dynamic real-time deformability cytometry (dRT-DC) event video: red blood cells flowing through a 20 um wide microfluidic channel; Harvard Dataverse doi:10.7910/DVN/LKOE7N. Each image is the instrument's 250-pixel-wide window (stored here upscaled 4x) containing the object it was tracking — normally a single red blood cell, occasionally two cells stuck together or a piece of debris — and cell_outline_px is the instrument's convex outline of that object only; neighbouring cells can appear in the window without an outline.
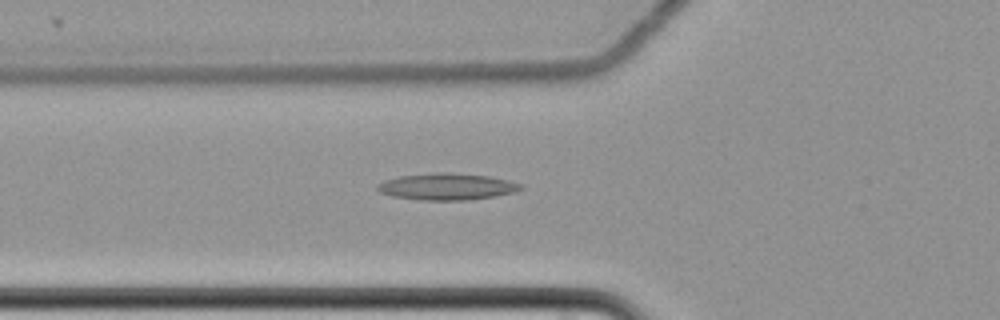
{"species": "common noctule bat (a hibernating species)", "species_latin": "Nyctalus noctula", "temperature_condition": "cold", "stored_images_in_passage": 46, "camera_frame_rate_fps": 3000, "um_per_image_px": 0.085, "animal": {"sex": "female", "body_mass_g": 22.7, "forearm_length_mm": 54.2}, "frame": {"image": 1, "passage_image": 9, "time_ms": 2.667, "image_size_px": [1000, 320], "cell_outline_px": [[524, 188], [516, 192], [496, 196], [468, 200], [420, 200], [392, 196], [380, 192], [376, 188], [376, 184], [384, 180], [400, 176], [440, 172], [444, 172], [488, 176], [508, 180], [524, 184]], "centroid_in_image_um": [38.01, 15.87], "position_along_channel_um": 87.8, "area_um2": 22.37}}
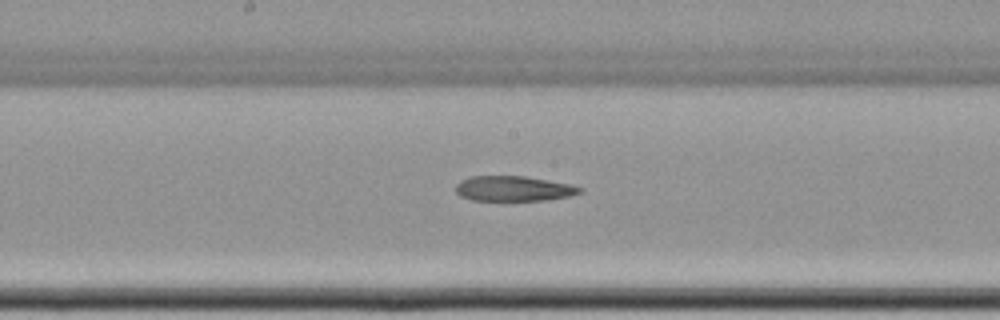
{"frame": {"image": 2, "passage_image": 19, "time_ms": 6.0, "image_size_px": [1000, 320], "cell_outline_px": [[584, 192], [568, 196], [548, 200], [472, 200], [460, 196], [456, 192], [456, 184], [460, 180], [472, 176], [524, 176], [568, 184], [584, 188]], "centroid_in_image_um": [43.64, 16.03], "position_along_channel_um": 204.6, "area_um2": 18.09}}
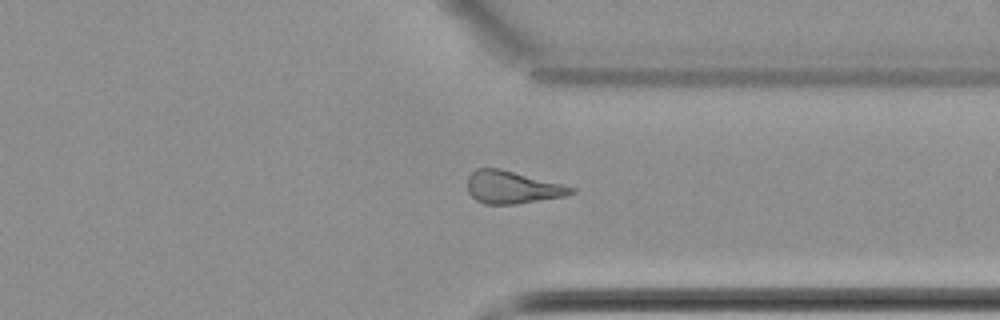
{"frame": {"image": 3, "passage_image": 33, "time_ms": 10.667, "image_size_px": [1000, 320], "cell_outline_px": [[576, 192], [564, 196], [516, 204], [484, 204], [476, 200], [468, 192], [468, 176], [476, 168], [500, 168], [576, 188]], "centroid_in_image_um": [43.52, 15.92], "position_along_channel_um": 367.9, "area_um2": 19.54}}